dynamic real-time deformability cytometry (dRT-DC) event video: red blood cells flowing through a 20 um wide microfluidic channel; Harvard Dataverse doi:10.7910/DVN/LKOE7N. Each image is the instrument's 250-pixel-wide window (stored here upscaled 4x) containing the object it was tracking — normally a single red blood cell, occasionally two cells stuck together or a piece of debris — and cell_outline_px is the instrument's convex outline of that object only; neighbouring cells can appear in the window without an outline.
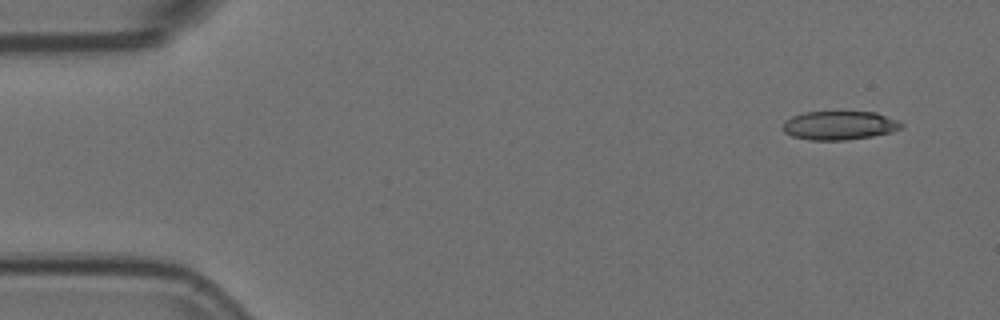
{"species": "Egyptian fruit bat (a non-hibernating species)", "species_latin": "Rousettus aegyptiacus", "temperature_condition": "room temperature", "stored_images_in_passage": 6, "camera_frame_rate_fps": 3000, "um_per_image_px": 0.085, "animal": {"sex": "female"}, "frame": {"image": 1, "passage_image": 1, "time_ms": 0.0, "image_size_px": [1000, 320], "cell_outline_px": [[904, 124], [900, 128], [892, 132], [872, 136], [844, 140], [808, 140], [792, 136], [784, 132], [780, 128], [784, 120], [792, 116], [804, 112], [876, 112], [896, 120]], "centroid_in_image_um": [71.29, 10.66], "position_along_channel_um": 13.7, "area_um2": 19.94}}
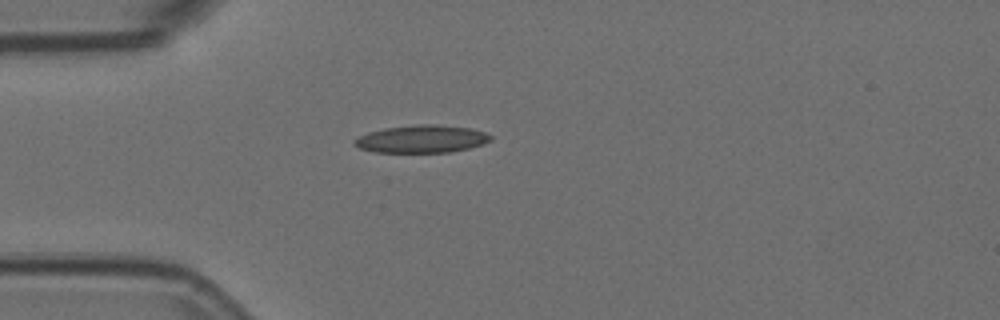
{"frame": {"image": 2, "passage_image": 4, "time_ms": 1.0, "image_size_px": [1000, 320], "cell_outline_px": [[492, 140], [484, 144], [452, 152], [376, 152], [360, 148], [352, 144], [352, 140], [368, 132], [384, 128], [416, 124], [436, 124], [472, 128], [484, 132], [492, 136]], "centroid_in_image_um": [35.85, 11.8], "position_along_channel_um": 49.1, "area_um2": 22.08}}